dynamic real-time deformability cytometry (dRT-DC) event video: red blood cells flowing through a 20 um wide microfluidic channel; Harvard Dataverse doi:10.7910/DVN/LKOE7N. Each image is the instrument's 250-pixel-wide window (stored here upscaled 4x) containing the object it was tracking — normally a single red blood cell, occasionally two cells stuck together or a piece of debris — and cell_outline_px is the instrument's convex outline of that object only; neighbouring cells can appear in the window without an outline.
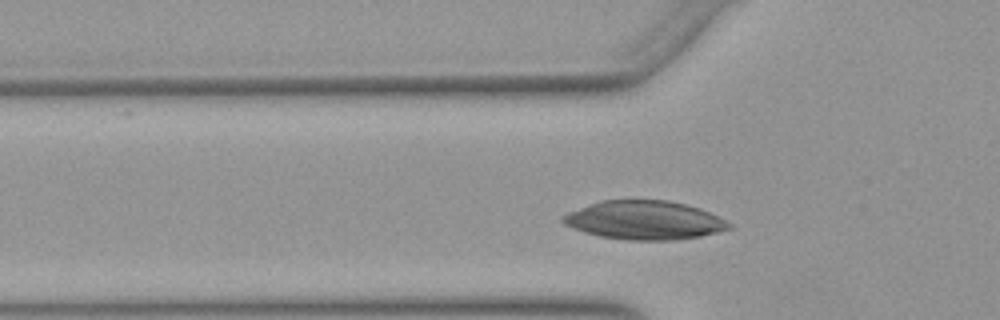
{"species": "Egyptian fruit bat (a non-hibernating species)", "species_latin": "Rousettus aegyptiacus", "temperature_condition": "warm", "stored_images_in_passage": 29, "camera_frame_rate_fps": 3000, "um_per_image_px": 0.085, "animal": {"sex": "female"}, "frame": {"image": 1, "passage_image": 4, "time_ms": 1.0, "image_size_px": [1000, 320], "cell_outline_px": [[732, 228], [700, 236], [676, 240], [628, 240], [600, 236], [584, 232], [572, 228], [564, 224], [560, 220], [560, 216], [568, 212], [600, 200], [668, 200], [700, 208], [732, 224]], "centroid_in_image_um": [54.73, 18.72], "position_along_channel_um": 71.1, "area_um2": 37.4}}
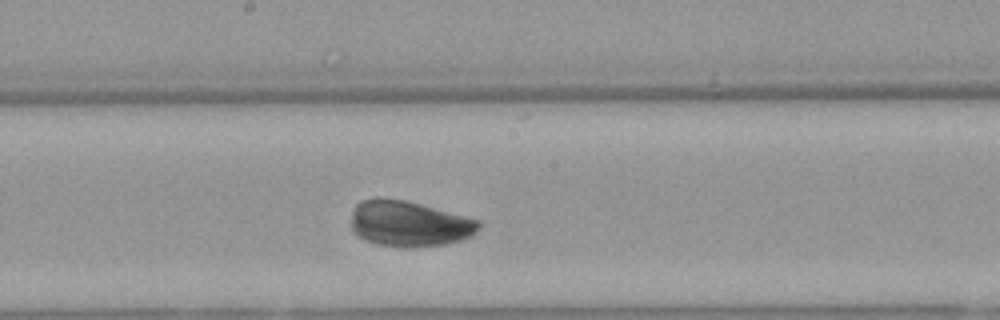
{"frame": {"image": 2, "passage_image": 15, "time_ms": 4.667, "image_size_px": [1000, 320], "cell_outline_px": [[480, 228], [472, 236], [448, 244], [412, 248], [400, 248], [376, 244], [364, 240], [356, 236], [352, 232], [352, 208], [360, 200], [376, 196], [380, 196], [404, 200], [420, 204], [480, 220]], "centroid_in_image_um": [34.73, 19.02], "position_along_channel_um": 213.5, "area_um2": 34.74}}
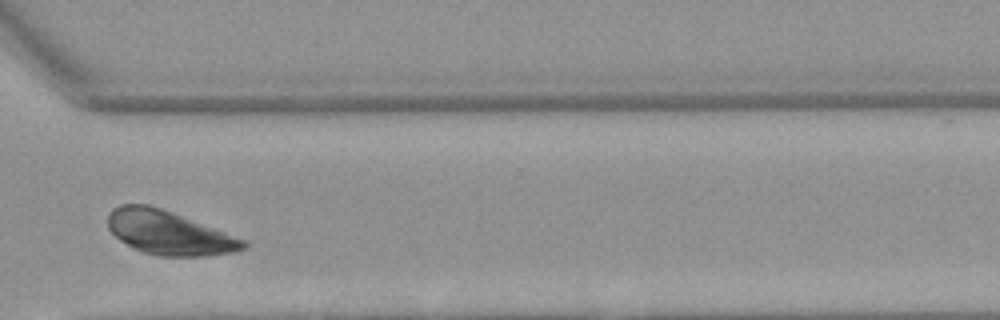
{"frame": {"image": 3, "passage_image": 26, "time_ms": 8.333, "image_size_px": [1000, 320], "cell_outline_px": [[248, 248], [236, 252], [208, 256], [160, 256], [144, 252], [120, 240], [108, 228], [108, 212], [112, 208], [120, 204], [148, 204], [172, 212], [248, 240]], "centroid_in_image_um": [14.41, 19.78], "position_along_channel_um": 356.2, "area_um2": 34.74}}